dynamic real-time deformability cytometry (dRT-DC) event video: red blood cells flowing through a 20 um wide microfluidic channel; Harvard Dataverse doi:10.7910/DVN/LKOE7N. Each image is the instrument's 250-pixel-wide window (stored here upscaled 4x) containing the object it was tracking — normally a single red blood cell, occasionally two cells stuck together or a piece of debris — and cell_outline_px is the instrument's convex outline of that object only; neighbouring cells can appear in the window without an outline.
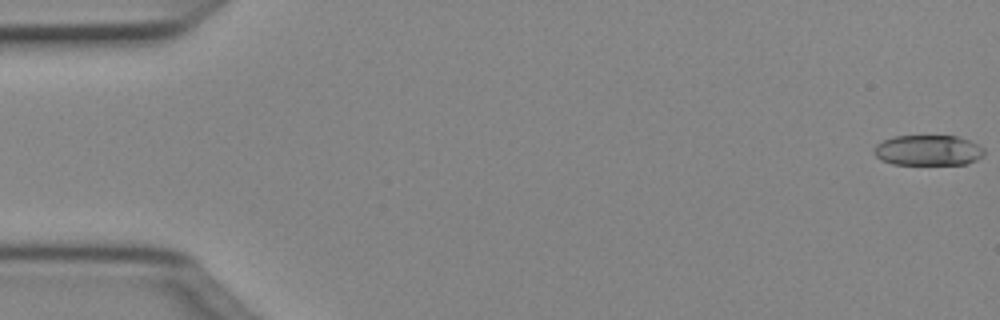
{"species": "Egyptian fruit bat (a non-hibernating species)", "species_latin": "Rousettus aegyptiacus", "temperature_condition": "cold", "stored_images_in_passage": 50, "camera_frame_rate_fps": 3000, "um_per_image_px": 0.085, "animal": {"sex": "female"}, "frame": {"image": 1, "passage_image": 1, "time_ms": 0.0, "image_size_px": [1000, 320], "cell_outline_px": [[984, 156], [968, 164], [892, 164], [880, 160], [872, 152], [872, 148], [876, 144], [884, 140], [896, 136], [956, 136], [968, 140], [984, 148]], "centroid_in_image_um": [78.86, 12.78], "position_along_channel_um": 6.1, "area_um2": 19.65}}
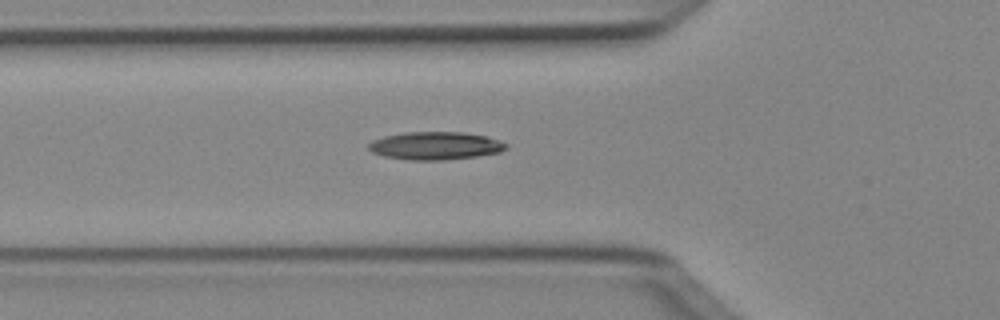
{"frame": {"image": 2, "passage_image": 18, "time_ms": 5.667, "image_size_px": [1000, 320], "cell_outline_px": [[508, 148], [500, 152], [476, 156], [444, 160], [412, 160], [384, 156], [372, 152], [368, 148], [368, 144], [372, 140], [384, 136], [404, 132], [464, 132], [488, 136], [500, 140], [508, 144]], "centroid_in_image_um": [37.03, 12.38], "position_along_channel_um": 88.8, "area_um2": 22.48}}
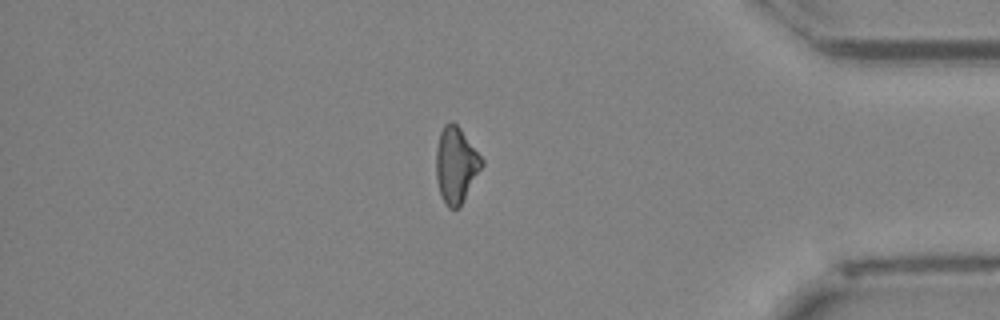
{"frame": {"image": 3, "passage_image": 43, "time_ms": 14.0, "image_size_px": [1000, 320], "cell_outline_px": [[484, 164], [460, 204], [456, 208], [448, 208], [444, 204], [440, 192], [436, 176], [436, 148], [440, 132], [444, 124], [448, 120], [452, 120], [460, 128], [484, 160]], "centroid_in_image_um": [38.74, 13.97], "position_along_channel_um": 396.5, "area_um2": 20.0}}